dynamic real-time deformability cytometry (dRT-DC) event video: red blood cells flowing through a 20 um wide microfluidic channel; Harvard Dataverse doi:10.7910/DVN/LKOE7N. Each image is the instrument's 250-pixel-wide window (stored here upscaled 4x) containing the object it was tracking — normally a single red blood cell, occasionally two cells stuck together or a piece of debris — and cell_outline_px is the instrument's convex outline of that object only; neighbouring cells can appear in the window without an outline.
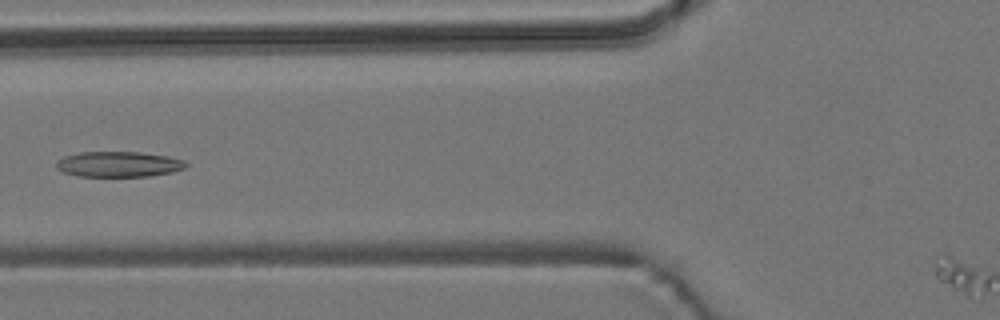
{"species": "common noctule bat (a hibernating species)", "species_latin": "Nyctalus noctula", "temperature_condition": "room temperature", "stored_images_in_passage": 9, "camera_frame_rate_fps": 3000, "um_per_image_px": 0.085, "animal": {"sex": "male", "body_mass_g": 19.2, "forearm_length_mm": 51.8}, "frame": {"image": 1, "passage_image": 6, "time_ms": 7.0, "image_size_px": [1000, 320], "cell_outline_px": [[188, 164], [184, 168], [172, 172], [148, 176], [76, 176], [64, 172], [56, 168], [56, 160], [64, 156], [80, 152], [140, 152], [168, 156], [184, 160]], "centroid_in_image_um": [10.06, 13.95], "position_along_channel_um": 115.7, "area_um2": 19.25}}
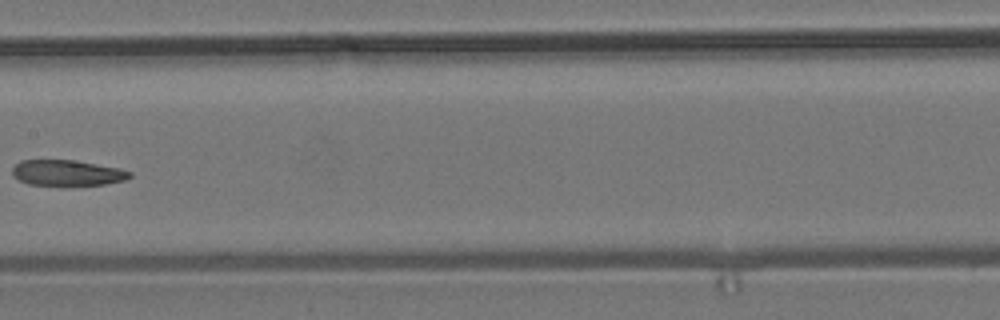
{"frame": {"image": 2, "passage_image": 8, "time_ms": 9.333, "image_size_px": [1000, 320], "cell_outline_px": [[132, 176], [124, 180], [104, 184], [72, 188], [28, 184], [12, 176], [12, 168], [20, 160], [72, 160], [120, 168], [132, 172]], "centroid_in_image_um": [5.7, 14.74], "position_along_channel_um": 201.7, "area_um2": 18.32}}
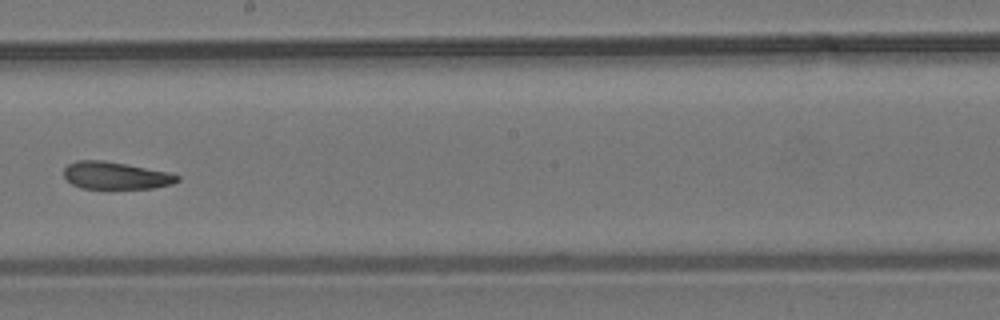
{"frame": {"image": 3, "passage_image": 9, "time_ms": 10.333, "image_size_px": [1000, 320], "cell_outline_px": [[180, 180], [172, 184], [152, 188], [80, 188], [72, 184], [64, 176], [64, 168], [68, 164], [76, 160], [104, 160], [128, 164], [168, 172], [180, 176]], "centroid_in_image_um": [9.83, 14.91], "position_along_channel_um": 238.4, "area_um2": 18.09}}